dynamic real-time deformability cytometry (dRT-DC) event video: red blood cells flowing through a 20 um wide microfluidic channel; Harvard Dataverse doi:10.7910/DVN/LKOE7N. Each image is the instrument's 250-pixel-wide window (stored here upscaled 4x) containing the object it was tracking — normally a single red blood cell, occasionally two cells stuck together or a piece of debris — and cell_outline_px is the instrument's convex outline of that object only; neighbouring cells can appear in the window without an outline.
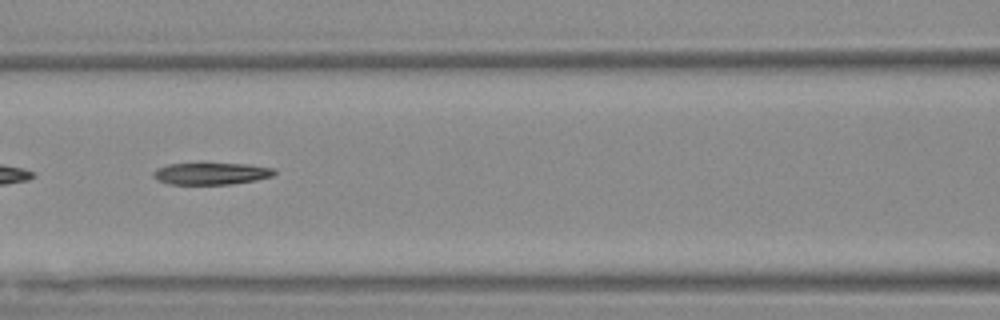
{"species": "Egyptian fruit bat (a non-hibernating species)", "species_latin": "Rousettus aegyptiacus", "temperature_condition": "warm", "stored_images_in_passage": 20, "camera_frame_rate_fps": 3000, "um_per_image_px": 0.085, "animal": {"sex": "female"}, "frame": {"image": 1, "passage_image": 8, "time_ms": 2.333, "image_size_px": [1000, 320], "cell_outline_px": [[276, 172], [272, 176], [256, 180], [232, 184], [168, 184], [156, 180], [152, 176], [152, 172], [156, 168], [168, 164], [248, 164], [272, 168]], "centroid_in_image_um": [17.9, 14.76], "position_along_channel_um": 148.7, "area_um2": 15.37}}
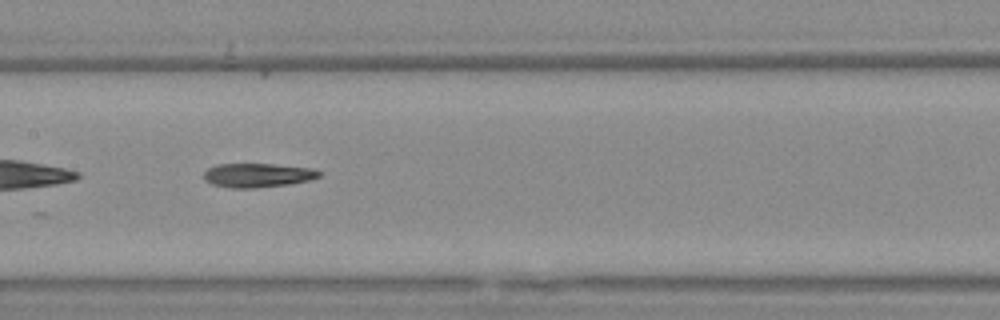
{"frame": {"image": 2, "passage_image": 11, "time_ms": 3.333, "image_size_px": [1000, 320], "cell_outline_px": [[324, 172], [320, 176], [308, 180], [288, 184], [256, 188], [232, 188], [212, 184], [204, 180], [204, 172], [208, 168], [216, 164], [272, 164], [312, 168]], "centroid_in_image_um": [21.9, 14.89], "position_along_channel_um": 185.5, "area_um2": 16.18}}